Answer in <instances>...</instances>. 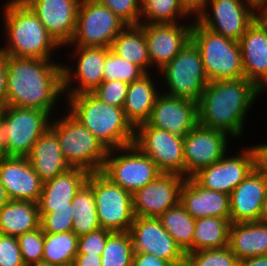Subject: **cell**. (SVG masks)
Instances as JSON below:
<instances>
[{"label":"cell","instance_id":"6da1fadb","mask_svg":"<svg viewBox=\"0 0 267 266\" xmlns=\"http://www.w3.org/2000/svg\"><path fill=\"white\" fill-rule=\"evenodd\" d=\"M55 60V61H54ZM6 55L7 96L5 105L37 108L55 116L56 105L65 100L62 64L57 59ZM55 108V110H54ZM54 111V112H53Z\"/></svg>","mask_w":267,"mask_h":266},{"label":"cell","instance_id":"7a4b0ae2","mask_svg":"<svg viewBox=\"0 0 267 266\" xmlns=\"http://www.w3.org/2000/svg\"><path fill=\"white\" fill-rule=\"evenodd\" d=\"M261 93L245 77L209 81L197 102L198 122L238 139L244 133L249 111Z\"/></svg>","mask_w":267,"mask_h":266},{"label":"cell","instance_id":"3957f363","mask_svg":"<svg viewBox=\"0 0 267 266\" xmlns=\"http://www.w3.org/2000/svg\"><path fill=\"white\" fill-rule=\"evenodd\" d=\"M3 15L6 44L0 53L12 57L52 59L61 47L22 0H5ZM6 45V46H5ZM55 51V52H54Z\"/></svg>","mask_w":267,"mask_h":266},{"label":"cell","instance_id":"277c9868","mask_svg":"<svg viewBox=\"0 0 267 266\" xmlns=\"http://www.w3.org/2000/svg\"><path fill=\"white\" fill-rule=\"evenodd\" d=\"M67 110L104 145L107 150L134 144L135 129L122 107L102 102L93 93L69 96Z\"/></svg>","mask_w":267,"mask_h":266},{"label":"cell","instance_id":"5b68a950","mask_svg":"<svg viewBox=\"0 0 267 266\" xmlns=\"http://www.w3.org/2000/svg\"><path fill=\"white\" fill-rule=\"evenodd\" d=\"M66 111L67 114L60 117L53 116L54 121L51 119L49 125L59 140L65 160L71 168H81L89 173L101 171L108 150L89 129Z\"/></svg>","mask_w":267,"mask_h":266},{"label":"cell","instance_id":"8992f818","mask_svg":"<svg viewBox=\"0 0 267 266\" xmlns=\"http://www.w3.org/2000/svg\"><path fill=\"white\" fill-rule=\"evenodd\" d=\"M191 40L201 52L209 81L243 78L239 41L224 37L193 21Z\"/></svg>","mask_w":267,"mask_h":266},{"label":"cell","instance_id":"52a82bcc","mask_svg":"<svg viewBox=\"0 0 267 266\" xmlns=\"http://www.w3.org/2000/svg\"><path fill=\"white\" fill-rule=\"evenodd\" d=\"M155 75L162 79L160 85L165 84L161 88L164 94L196 102L209 83L201 52L192 40Z\"/></svg>","mask_w":267,"mask_h":266},{"label":"cell","instance_id":"ba28073f","mask_svg":"<svg viewBox=\"0 0 267 266\" xmlns=\"http://www.w3.org/2000/svg\"><path fill=\"white\" fill-rule=\"evenodd\" d=\"M51 119L46 111L37 108L1 107L0 125L6 156L27 157L49 128Z\"/></svg>","mask_w":267,"mask_h":266},{"label":"cell","instance_id":"9c48e42d","mask_svg":"<svg viewBox=\"0 0 267 266\" xmlns=\"http://www.w3.org/2000/svg\"><path fill=\"white\" fill-rule=\"evenodd\" d=\"M127 25L97 0H81L76 28L66 46L110 48L114 38Z\"/></svg>","mask_w":267,"mask_h":266},{"label":"cell","instance_id":"30bf717a","mask_svg":"<svg viewBox=\"0 0 267 266\" xmlns=\"http://www.w3.org/2000/svg\"><path fill=\"white\" fill-rule=\"evenodd\" d=\"M101 172L130 194L150 183L161 173L156 163L135 144L108 150Z\"/></svg>","mask_w":267,"mask_h":266},{"label":"cell","instance_id":"8fae6325","mask_svg":"<svg viewBox=\"0 0 267 266\" xmlns=\"http://www.w3.org/2000/svg\"><path fill=\"white\" fill-rule=\"evenodd\" d=\"M93 194L101 228L111 232H129L135 218L132 194L101 171L93 172Z\"/></svg>","mask_w":267,"mask_h":266},{"label":"cell","instance_id":"7c38bea8","mask_svg":"<svg viewBox=\"0 0 267 266\" xmlns=\"http://www.w3.org/2000/svg\"><path fill=\"white\" fill-rule=\"evenodd\" d=\"M134 144L156 163L161 173L185 177L184 137L144 123L135 129Z\"/></svg>","mask_w":267,"mask_h":266},{"label":"cell","instance_id":"4fadbf2b","mask_svg":"<svg viewBox=\"0 0 267 266\" xmlns=\"http://www.w3.org/2000/svg\"><path fill=\"white\" fill-rule=\"evenodd\" d=\"M257 17V10L244 0H208L196 21L214 33L239 41Z\"/></svg>","mask_w":267,"mask_h":266},{"label":"cell","instance_id":"5bb4252c","mask_svg":"<svg viewBox=\"0 0 267 266\" xmlns=\"http://www.w3.org/2000/svg\"><path fill=\"white\" fill-rule=\"evenodd\" d=\"M72 47L74 48L72 60L76 59L75 64H72L73 68L72 65L62 62L65 98L92 93L103 82L106 54L110 50L103 47Z\"/></svg>","mask_w":267,"mask_h":266},{"label":"cell","instance_id":"9a60e30c","mask_svg":"<svg viewBox=\"0 0 267 266\" xmlns=\"http://www.w3.org/2000/svg\"><path fill=\"white\" fill-rule=\"evenodd\" d=\"M240 152L234 155L227 152L219 161L199 169L191 177L206 189L230 195L255 168L251 145L242 148Z\"/></svg>","mask_w":267,"mask_h":266},{"label":"cell","instance_id":"2e32d148","mask_svg":"<svg viewBox=\"0 0 267 266\" xmlns=\"http://www.w3.org/2000/svg\"><path fill=\"white\" fill-rule=\"evenodd\" d=\"M129 233L133 253H149L172 263L184 266L186 253L163 228L159 218L135 217Z\"/></svg>","mask_w":267,"mask_h":266},{"label":"cell","instance_id":"e0dca14e","mask_svg":"<svg viewBox=\"0 0 267 266\" xmlns=\"http://www.w3.org/2000/svg\"><path fill=\"white\" fill-rule=\"evenodd\" d=\"M185 177L160 173L154 180L132 194L135 217L159 218L166 210L180 202V190Z\"/></svg>","mask_w":267,"mask_h":266},{"label":"cell","instance_id":"ac0fdd59","mask_svg":"<svg viewBox=\"0 0 267 266\" xmlns=\"http://www.w3.org/2000/svg\"><path fill=\"white\" fill-rule=\"evenodd\" d=\"M231 138L225 132L211 129L199 123L184 136L185 178L199 169L219 161L228 152Z\"/></svg>","mask_w":267,"mask_h":266},{"label":"cell","instance_id":"d6986e66","mask_svg":"<svg viewBox=\"0 0 267 266\" xmlns=\"http://www.w3.org/2000/svg\"><path fill=\"white\" fill-rule=\"evenodd\" d=\"M190 23L139 24L145 34L151 67L163 69L191 40Z\"/></svg>","mask_w":267,"mask_h":266},{"label":"cell","instance_id":"ffe728a7","mask_svg":"<svg viewBox=\"0 0 267 266\" xmlns=\"http://www.w3.org/2000/svg\"><path fill=\"white\" fill-rule=\"evenodd\" d=\"M62 48L70 44L81 0H22Z\"/></svg>","mask_w":267,"mask_h":266},{"label":"cell","instance_id":"44dd1931","mask_svg":"<svg viewBox=\"0 0 267 266\" xmlns=\"http://www.w3.org/2000/svg\"><path fill=\"white\" fill-rule=\"evenodd\" d=\"M152 127L184 137L198 122L196 101L172 97L161 92L146 122Z\"/></svg>","mask_w":267,"mask_h":266},{"label":"cell","instance_id":"7402d4cb","mask_svg":"<svg viewBox=\"0 0 267 266\" xmlns=\"http://www.w3.org/2000/svg\"><path fill=\"white\" fill-rule=\"evenodd\" d=\"M0 181L10 200L38 203L43 181L27 157L6 156L1 159Z\"/></svg>","mask_w":267,"mask_h":266},{"label":"cell","instance_id":"603a6c76","mask_svg":"<svg viewBox=\"0 0 267 266\" xmlns=\"http://www.w3.org/2000/svg\"><path fill=\"white\" fill-rule=\"evenodd\" d=\"M239 44L244 76L262 92L267 87V25L257 17Z\"/></svg>","mask_w":267,"mask_h":266},{"label":"cell","instance_id":"cb8c5ba5","mask_svg":"<svg viewBox=\"0 0 267 266\" xmlns=\"http://www.w3.org/2000/svg\"><path fill=\"white\" fill-rule=\"evenodd\" d=\"M267 178L254 168L230 194V222L259 221Z\"/></svg>","mask_w":267,"mask_h":266},{"label":"cell","instance_id":"d4e9b609","mask_svg":"<svg viewBox=\"0 0 267 266\" xmlns=\"http://www.w3.org/2000/svg\"><path fill=\"white\" fill-rule=\"evenodd\" d=\"M180 203L195 219L220 217L230 219V195L206 189L187 177L180 190Z\"/></svg>","mask_w":267,"mask_h":266},{"label":"cell","instance_id":"484cf974","mask_svg":"<svg viewBox=\"0 0 267 266\" xmlns=\"http://www.w3.org/2000/svg\"><path fill=\"white\" fill-rule=\"evenodd\" d=\"M153 77L158 80V76L156 78L154 74L152 76V73H146L129 83L123 110L134 129L148 121L157 96L161 93L159 83L156 84Z\"/></svg>","mask_w":267,"mask_h":266},{"label":"cell","instance_id":"4316f807","mask_svg":"<svg viewBox=\"0 0 267 266\" xmlns=\"http://www.w3.org/2000/svg\"><path fill=\"white\" fill-rule=\"evenodd\" d=\"M27 158L43 182L71 168L63 156L56 134L50 128L39 137Z\"/></svg>","mask_w":267,"mask_h":266},{"label":"cell","instance_id":"83f0119b","mask_svg":"<svg viewBox=\"0 0 267 266\" xmlns=\"http://www.w3.org/2000/svg\"><path fill=\"white\" fill-rule=\"evenodd\" d=\"M89 174L81 168H70L43 182L38 208L70 207L71 201L87 181Z\"/></svg>","mask_w":267,"mask_h":266},{"label":"cell","instance_id":"f1b7e54d","mask_svg":"<svg viewBox=\"0 0 267 266\" xmlns=\"http://www.w3.org/2000/svg\"><path fill=\"white\" fill-rule=\"evenodd\" d=\"M228 247L238 261L267 255V224L260 221L231 223Z\"/></svg>","mask_w":267,"mask_h":266},{"label":"cell","instance_id":"f546056e","mask_svg":"<svg viewBox=\"0 0 267 266\" xmlns=\"http://www.w3.org/2000/svg\"><path fill=\"white\" fill-rule=\"evenodd\" d=\"M40 228L38 203L10 200L0 208V234L18 237Z\"/></svg>","mask_w":267,"mask_h":266},{"label":"cell","instance_id":"4dcf8cb0","mask_svg":"<svg viewBox=\"0 0 267 266\" xmlns=\"http://www.w3.org/2000/svg\"><path fill=\"white\" fill-rule=\"evenodd\" d=\"M110 49L118 56L152 73L144 30L140 25H127L112 42Z\"/></svg>","mask_w":267,"mask_h":266},{"label":"cell","instance_id":"1f68e13d","mask_svg":"<svg viewBox=\"0 0 267 266\" xmlns=\"http://www.w3.org/2000/svg\"><path fill=\"white\" fill-rule=\"evenodd\" d=\"M73 206L72 231L79 237L101 228L93 194V173L71 201Z\"/></svg>","mask_w":267,"mask_h":266},{"label":"cell","instance_id":"d6a6232c","mask_svg":"<svg viewBox=\"0 0 267 266\" xmlns=\"http://www.w3.org/2000/svg\"><path fill=\"white\" fill-rule=\"evenodd\" d=\"M230 219L204 217L195 221L192 252L219 249L229 245Z\"/></svg>","mask_w":267,"mask_h":266},{"label":"cell","instance_id":"836d02e7","mask_svg":"<svg viewBox=\"0 0 267 266\" xmlns=\"http://www.w3.org/2000/svg\"><path fill=\"white\" fill-rule=\"evenodd\" d=\"M163 228L171 235L179 247L187 254L192 253V240L195 221L179 202L176 206L166 210L159 217Z\"/></svg>","mask_w":267,"mask_h":266},{"label":"cell","instance_id":"e575fe53","mask_svg":"<svg viewBox=\"0 0 267 266\" xmlns=\"http://www.w3.org/2000/svg\"><path fill=\"white\" fill-rule=\"evenodd\" d=\"M78 236L73 231L44 233L42 260L56 266L71 264L78 254Z\"/></svg>","mask_w":267,"mask_h":266},{"label":"cell","instance_id":"d590c367","mask_svg":"<svg viewBox=\"0 0 267 266\" xmlns=\"http://www.w3.org/2000/svg\"><path fill=\"white\" fill-rule=\"evenodd\" d=\"M189 19L192 18L183 11L179 0H141L140 24L178 23V20L184 23Z\"/></svg>","mask_w":267,"mask_h":266},{"label":"cell","instance_id":"8d00e7d4","mask_svg":"<svg viewBox=\"0 0 267 266\" xmlns=\"http://www.w3.org/2000/svg\"><path fill=\"white\" fill-rule=\"evenodd\" d=\"M133 242L129 232H113L101 255V266H131Z\"/></svg>","mask_w":267,"mask_h":266},{"label":"cell","instance_id":"74e56055","mask_svg":"<svg viewBox=\"0 0 267 266\" xmlns=\"http://www.w3.org/2000/svg\"><path fill=\"white\" fill-rule=\"evenodd\" d=\"M146 73L136 64L116 55L111 49L106 54L103 81H124L131 83Z\"/></svg>","mask_w":267,"mask_h":266},{"label":"cell","instance_id":"f35d334b","mask_svg":"<svg viewBox=\"0 0 267 266\" xmlns=\"http://www.w3.org/2000/svg\"><path fill=\"white\" fill-rule=\"evenodd\" d=\"M73 206L62 208H39L40 228L44 233H62L72 231Z\"/></svg>","mask_w":267,"mask_h":266},{"label":"cell","instance_id":"ab89813d","mask_svg":"<svg viewBox=\"0 0 267 266\" xmlns=\"http://www.w3.org/2000/svg\"><path fill=\"white\" fill-rule=\"evenodd\" d=\"M184 266H238V259L229 247L187 253Z\"/></svg>","mask_w":267,"mask_h":266},{"label":"cell","instance_id":"60d3db41","mask_svg":"<svg viewBox=\"0 0 267 266\" xmlns=\"http://www.w3.org/2000/svg\"><path fill=\"white\" fill-rule=\"evenodd\" d=\"M25 266L42 261L44 232L41 228L25 232L17 237Z\"/></svg>","mask_w":267,"mask_h":266},{"label":"cell","instance_id":"b9f144b4","mask_svg":"<svg viewBox=\"0 0 267 266\" xmlns=\"http://www.w3.org/2000/svg\"><path fill=\"white\" fill-rule=\"evenodd\" d=\"M108 7L126 25H139L141 0H97Z\"/></svg>","mask_w":267,"mask_h":266},{"label":"cell","instance_id":"7bdbcfd3","mask_svg":"<svg viewBox=\"0 0 267 266\" xmlns=\"http://www.w3.org/2000/svg\"><path fill=\"white\" fill-rule=\"evenodd\" d=\"M128 86L124 81H103L92 93L102 102L123 108Z\"/></svg>","mask_w":267,"mask_h":266},{"label":"cell","instance_id":"ee69618b","mask_svg":"<svg viewBox=\"0 0 267 266\" xmlns=\"http://www.w3.org/2000/svg\"><path fill=\"white\" fill-rule=\"evenodd\" d=\"M113 232L100 228L78 237V254L102 255L108 237Z\"/></svg>","mask_w":267,"mask_h":266},{"label":"cell","instance_id":"f6af8a7d","mask_svg":"<svg viewBox=\"0 0 267 266\" xmlns=\"http://www.w3.org/2000/svg\"><path fill=\"white\" fill-rule=\"evenodd\" d=\"M0 266H25L17 237L0 234Z\"/></svg>","mask_w":267,"mask_h":266},{"label":"cell","instance_id":"bcb514c9","mask_svg":"<svg viewBox=\"0 0 267 266\" xmlns=\"http://www.w3.org/2000/svg\"><path fill=\"white\" fill-rule=\"evenodd\" d=\"M131 266H174L172 263L149 253H134Z\"/></svg>","mask_w":267,"mask_h":266},{"label":"cell","instance_id":"7dc6e473","mask_svg":"<svg viewBox=\"0 0 267 266\" xmlns=\"http://www.w3.org/2000/svg\"><path fill=\"white\" fill-rule=\"evenodd\" d=\"M255 156V168L267 178V142L251 146Z\"/></svg>","mask_w":267,"mask_h":266},{"label":"cell","instance_id":"c3c4849f","mask_svg":"<svg viewBox=\"0 0 267 266\" xmlns=\"http://www.w3.org/2000/svg\"><path fill=\"white\" fill-rule=\"evenodd\" d=\"M208 0H179V4L183 11L196 20L204 11ZM192 15V16H191Z\"/></svg>","mask_w":267,"mask_h":266},{"label":"cell","instance_id":"681fc988","mask_svg":"<svg viewBox=\"0 0 267 266\" xmlns=\"http://www.w3.org/2000/svg\"><path fill=\"white\" fill-rule=\"evenodd\" d=\"M7 96L6 55L0 53V108L5 106Z\"/></svg>","mask_w":267,"mask_h":266},{"label":"cell","instance_id":"f907efd6","mask_svg":"<svg viewBox=\"0 0 267 266\" xmlns=\"http://www.w3.org/2000/svg\"><path fill=\"white\" fill-rule=\"evenodd\" d=\"M73 264L75 266H101V255L77 254Z\"/></svg>","mask_w":267,"mask_h":266},{"label":"cell","instance_id":"816d5d0a","mask_svg":"<svg viewBox=\"0 0 267 266\" xmlns=\"http://www.w3.org/2000/svg\"><path fill=\"white\" fill-rule=\"evenodd\" d=\"M238 266H267V255L240 260Z\"/></svg>","mask_w":267,"mask_h":266},{"label":"cell","instance_id":"f5cc1de1","mask_svg":"<svg viewBox=\"0 0 267 266\" xmlns=\"http://www.w3.org/2000/svg\"><path fill=\"white\" fill-rule=\"evenodd\" d=\"M257 16L267 25V1L257 10Z\"/></svg>","mask_w":267,"mask_h":266},{"label":"cell","instance_id":"db71d44e","mask_svg":"<svg viewBox=\"0 0 267 266\" xmlns=\"http://www.w3.org/2000/svg\"><path fill=\"white\" fill-rule=\"evenodd\" d=\"M10 201L6 189L4 188V186L2 185L1 181H0V208L2 206H4L5 204H7Z\"/></svg>","mask_w":267,"mask_h":266},{"label":"cell","instance_id":"11a10c76","mask_svg":"<svg viewBox=\"0 0 267 266\" xmlns=\"http://www.w3.org/2000/svg\"><path fill=\"white\" fill-rule=\"evenodd\" d=\"M260 222L267 224V191L262 205V213L259 219Z\"/></svg>","mask_w":267,"mask_h":266},{"label":"cell","instance_id":"9f6ffc18","mask_svg":"<svg viewBox=\"0 0 267 266\" xmlns=\"http://www.w3.org/2000/svg\"><path fill=\"white\" fill-rule=\"evenodd\" d=\"M6 157V148L5 144L3 141V135H2V130H1V125H0V160Z\"/></svg>","mask_w":267,"mask_h":266},{"label":"cell","instance_id":"6f0895ef","mask_svg":"<svg viewBox=\"0 0 267 266\" xmlns=\"http://www.w3.org/2000/svg\"><path fill=\"white\" fill-rule=\"evenodd\" d=\"M256 10H258L267 0H244Z\"/></svg>","mask_w":267,"mask_h":266},{"label":"cell","instance_id":"680465c9","mask_svg":"<svg viewBox=\"0 0 267 266\" xmlns=\"http://www.w3.org/2000/svg\"><path fill=\"white\" fill-rule=\"evenodd\" d=\"M29 266H56V265L50 264V263L42 260V261H38L37 263H33Z\"/></svg>","mask_w":267,"mask_h":266},{"label":"cell","instance_id":"91938a15","mask_svg":"<svg viewBox=\"0 0 267 266\" xmlns=\"http://www.w3.org/2000/svg\"><path fill=\"white\" fill-rule=\"evenodd\" d=\"M62 266H75L73 263L67 264V265H62Z\"/></svg>","mask_w":267,"mask_h":266},{"label":"cell","instance_id":"94428289","mask_svg":"<svg viewBox=\"0 0 267 266\" xmlns=\"http://www.w3.org/2000/svg\"><path fill=\"white\" fill-rule=\"evenodd\" d=\"M267 93V87L262 91V93Z\"/></svg>","mask_w":267,"mask_h":266}]
</instances>
